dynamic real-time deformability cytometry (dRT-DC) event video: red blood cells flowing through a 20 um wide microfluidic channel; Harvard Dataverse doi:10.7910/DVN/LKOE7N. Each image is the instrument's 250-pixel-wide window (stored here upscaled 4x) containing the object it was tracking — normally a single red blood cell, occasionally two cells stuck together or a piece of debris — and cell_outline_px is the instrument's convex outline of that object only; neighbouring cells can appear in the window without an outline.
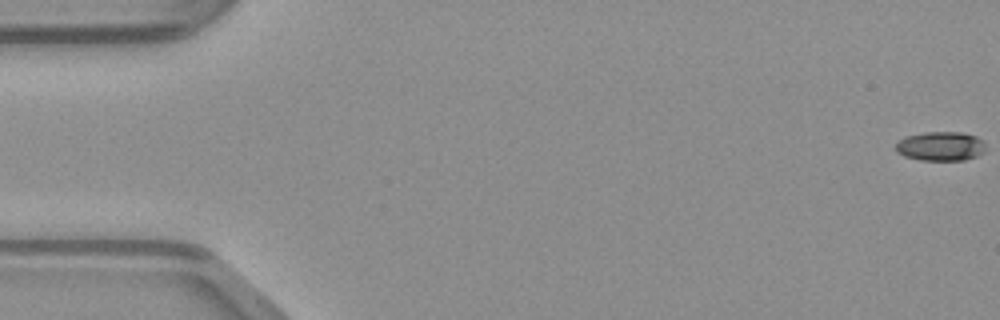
{"species": "common noctule bat (a hibernating species)", "species_latin": "Nyctalus noctula", "temperature_condition": "warm", "stored_images_in_passage": 49, "camera_frame_rate_fps": 3000, "um_per_image_px": 0.085, "animal": {"sex": "male", "body_mass_g": 23.1, "forearm_length_mm": 52.7}, "frame": {"image": 1, "passage_image": 1, "time_ms": 0.0, "image_size_px": [1000, 320], "cell_outline_px": [[984, 152], [976, 156], [964, 160], [920, 160], [904, 156], [896, 152], [896, 144], [900, 140], [908, 136], [924, 132], [960, 132], [976, 136], [984, 144]], "centroid_in_image_um": [79.94, 12.43], "position_along_channel_um": 5.1, "area_um2": 15.14}}
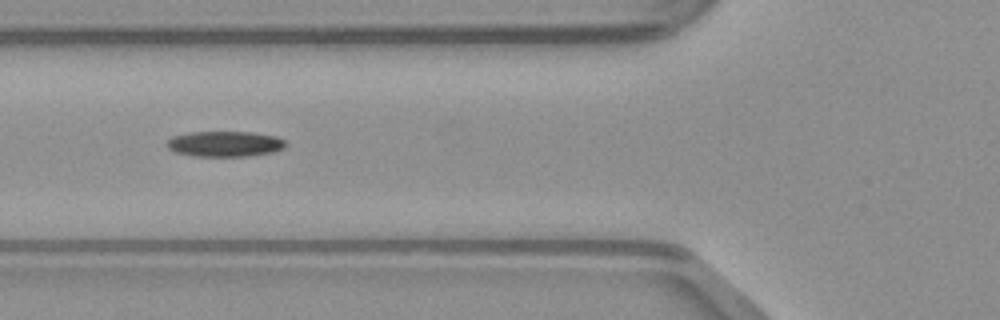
{"frame": {"image": 2, "passage_image": 19, "time_ms": 6.0, "image_size_px": [1000, 320], "cell_outline_px": [[284, 148], [272, 152], [248, 156], [192, 156], [176, 152], [168, 148], [168, 140], [172, 136], [188, 132], [252, 132], [276, 136], [284, 140]], "centroid_in_image_um": [19.09, 12.23], "position_along_channel_um": 106.7, "area_um2": 17.57}}
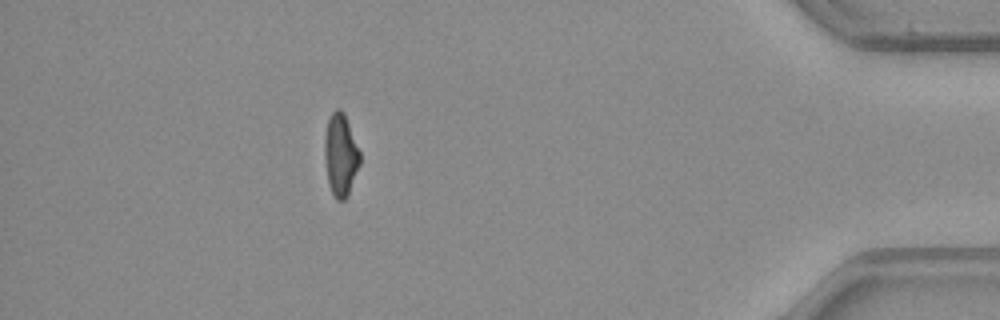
{"frame": {"image": 3, "passage_image": 44, "time_ms": 14.333, "image_size_px": [1000, 320], "cell_outline_px": [[360, 164], [348, 196], [344, 200], [336, 200], [328, 184], [324, 156], [324, 136], [328, 120], [332, 112], [336, 108], [340, 108], [344, 112], [360, 152]], "centroid_in_image_um": [28.94, 13.17], "position_along_channel_um": 406.3, "area_um2": 17.11}}